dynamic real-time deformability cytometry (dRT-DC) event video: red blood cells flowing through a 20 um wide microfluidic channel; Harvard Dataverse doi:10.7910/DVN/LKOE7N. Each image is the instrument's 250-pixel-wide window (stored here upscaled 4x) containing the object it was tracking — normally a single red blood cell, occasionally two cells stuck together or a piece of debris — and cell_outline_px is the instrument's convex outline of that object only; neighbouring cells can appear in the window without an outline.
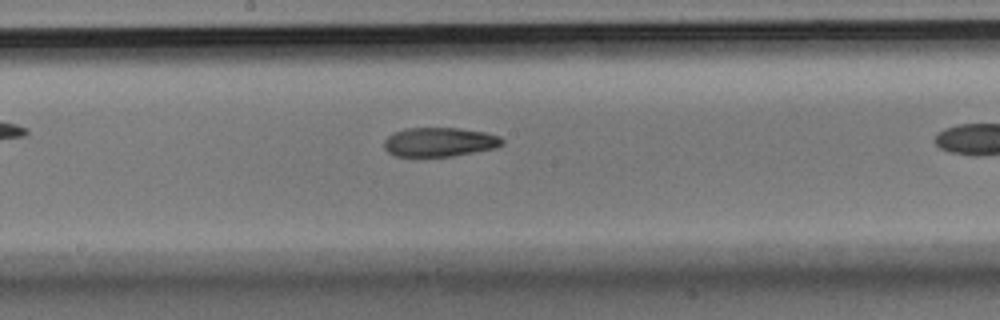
{"species": "Egyptian fruit bat (a non-hibernating species)", "species_latin": "Rousettus aegyptiacus", "temperature_condition": "room temperature", "stored_images_in_passage": 32, "camera_frame_rate_fps": 3000, "um_per_image_px": 0.085, "animal": {"sex": "male"}, "frame": {"image": 1, "passage_image": 19, "time_ms": 6.0, "image_size_px": [1000, 320], "cell_outline_px": [[504, 144], [496, 148], [452, 156], [420, 160], [396, 156], [388, 152], [384, 148], [384, 140], [388, 136], [404, 128], [460, 128], [484, 132], [500, 136], [504, 140]], "centroid_in_image_um": [37.32, 12.12], "position_along_channel_um": 210.9, "area_um2": 20.87}}
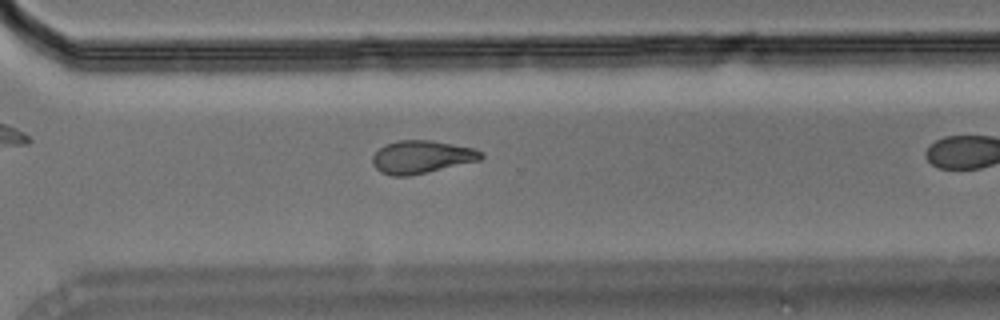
{"frame": {"image": 2, "passage_image": 28, "time_ms": 9.0, "image_size_px": [1000, 320], "cell_outline_px": [[484, 156], [480, 160], [428, 172], [408, 176], [392, 176], [380, 172], [372, 164], [372, 156], [384, 144], [396, 140], [432, 140], [472, 148], [484, 152]], "centroid_in_image_um": [35.81, 13.34], "position_along_channel_um": 334.8, "area_um2": 20.87}}